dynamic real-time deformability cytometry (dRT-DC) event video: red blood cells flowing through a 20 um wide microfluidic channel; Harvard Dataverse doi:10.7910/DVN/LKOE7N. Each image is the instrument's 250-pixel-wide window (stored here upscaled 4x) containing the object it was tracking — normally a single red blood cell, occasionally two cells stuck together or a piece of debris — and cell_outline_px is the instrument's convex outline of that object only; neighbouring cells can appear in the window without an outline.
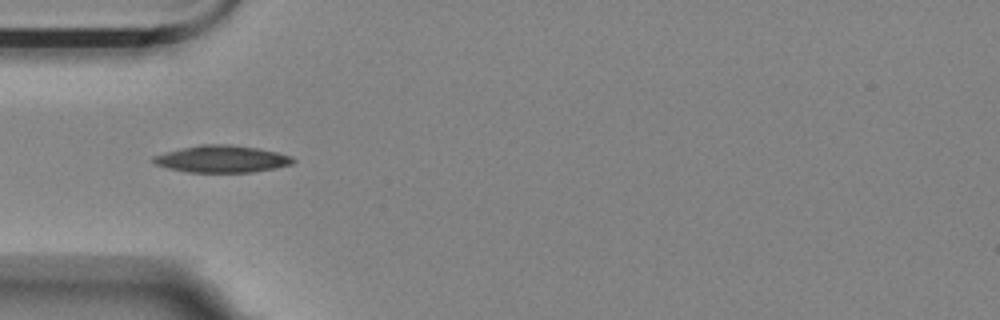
{"species": "Egyptian fruit bat (a non-hibernating species)", "species_latin": "Rousettus aegyptiacus", "temperature_condition": "room temperature", "stored_images_in_passage": 8, "camera_frame_rate_fps": 3000, "um_per_image_px": 0.085, "animal": {"sex": "female"}, "frame": {"image": 1, "passage_image": 4, "time_ms": 1.0, "image_size_px": [1000, 320], "cell_outline_px": [[296, 160], [292, 164], [276, 168], [252, 172], [188, 172], [168, 168], [156, 164], [152, 160], [152, 156], [200, 144], [228, 144], [256, 148], [276, 152], [292, 156]], "centroid_in_image_um": [18.89, 13.52], "position_along_channel_um": 66.1, "area_um2": 21.79}}
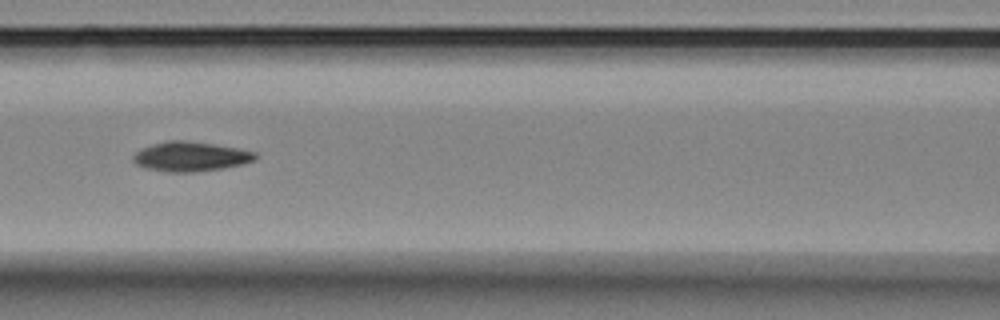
{"frame": {"image": 2, "passage_image": 6, "time_ms": 1.667, "image_size_px": [1000, 320], "cell_outline_px": [[256, 160], [244, 164], [224, 168], [196, 172], [168, 172], [144, 168], [136, 164], [132, 160], [132, 156], [136, 152], [152, 144], [168, 140], [184, 140], [212, 144], [236, 148], [256, 152]], "centroid_in_image_um": [16.19, 13.31], "position_along_channel_um": 150.4, "area_um2": 21.1}}
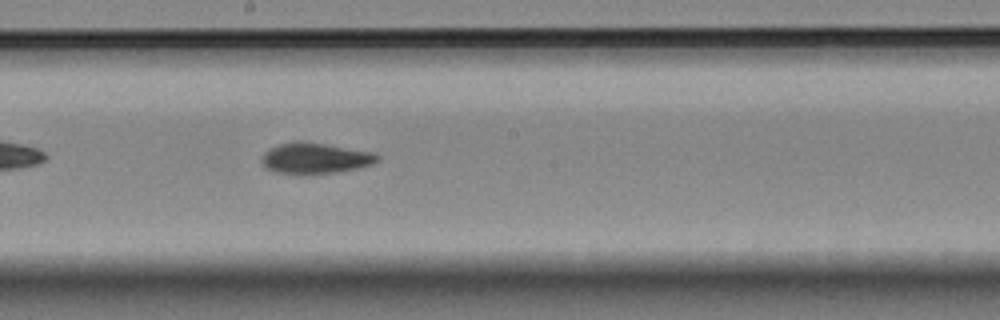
{"frame": {"image": 3, "passage_image": 8, "time_ms": 2.333, "image_size_px": [1000, 320], "cell_outline_px": [[380, 160], [372, 164], [356, 168], [336, 172], [276, 172], [264, 168], [260, 164], [260, 156], [268, 148], [292, 140], [304, 140], [376, 152], [380, 156]], "centroid_in_image_um": [26.77, 13.39], "position_along_channel_um": 221.4, "area_um2": 20.92}}